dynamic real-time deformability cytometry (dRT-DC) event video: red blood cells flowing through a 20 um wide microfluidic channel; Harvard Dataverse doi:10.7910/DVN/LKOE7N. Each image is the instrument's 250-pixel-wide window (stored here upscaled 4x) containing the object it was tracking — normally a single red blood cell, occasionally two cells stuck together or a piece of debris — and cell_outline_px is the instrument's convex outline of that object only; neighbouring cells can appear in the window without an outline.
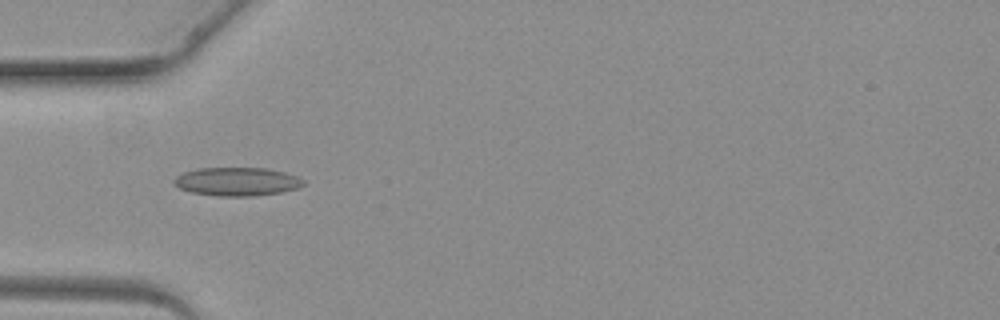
{"species": "common noctule bat (a hibernating species)", "species_latin": "Nyctalus noctula", "temperature_condition": "warm", "stored_images_in_passage": 3, "camera_frame_rate_fps": 3000, "um_per_image_px": 0.085, "animal": {"sex": "female", "body_mass_g": 19.3, "forearm_length_mm": 54.1}, "frame": {"image": 1, "passage_image": 3, "time_ms": 3.0, "image_size_px": [1000, 320], "cell_outline_px": [[304, 184], [300, 188], [280, 192], [252, 196], [216, 196], [192, 192], [180, 188], [172, 180], [176, 176], [184, 172], [196, 168], [264, 168], [284, 172], [296, 176], [304, 180]], "centroid_in_image_um": [20.15, 15.43], "position_along_channel_um": 64.9, "area_um2": 21.39}}